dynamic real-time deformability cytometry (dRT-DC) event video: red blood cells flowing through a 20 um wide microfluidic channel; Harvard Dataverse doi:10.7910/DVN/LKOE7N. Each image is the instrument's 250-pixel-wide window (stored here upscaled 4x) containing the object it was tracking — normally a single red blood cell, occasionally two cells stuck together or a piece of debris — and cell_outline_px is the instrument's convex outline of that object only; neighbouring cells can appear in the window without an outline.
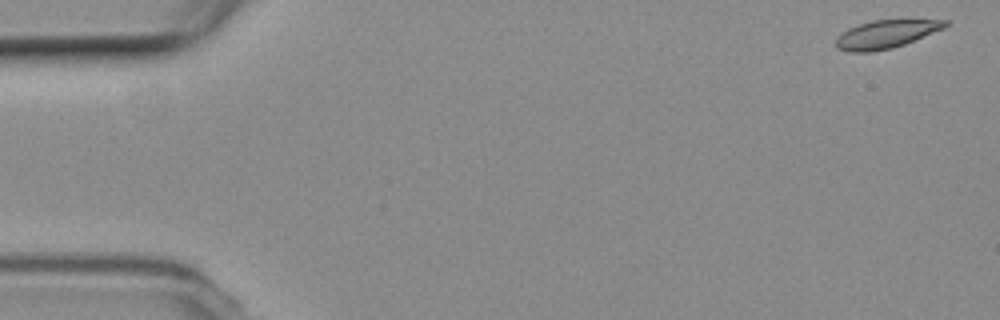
{"species": "common noctule bat (a hibernating species)", "species_latin": "Nyctalus noctula", "temperature_condition": "room temperature", "stored_images_in_passage": 14, "camera_frame_rate_fps": 3000, "um_per_image_px": 0.085, "animal": {"sex": "female", "body_mass_g": 19.3, "forearm_length_mm": 54.1}, "frame": {"image": 1, "passage_image": 1, "time_ms": 0.0, "image_size_px": [1000, 320], "cell_outline_px": [[948, 24], [944, 28], [904, 44], [892, 48], [868, 52], [848, 52], [840, 48], [836, 44], [836, 40], [848, 28], [872, 20], [948, 20]], "centroid_in_image_um": [75.32, 2.9], "position_along_channel_um": 9.7, "area_um2": 17.46}}
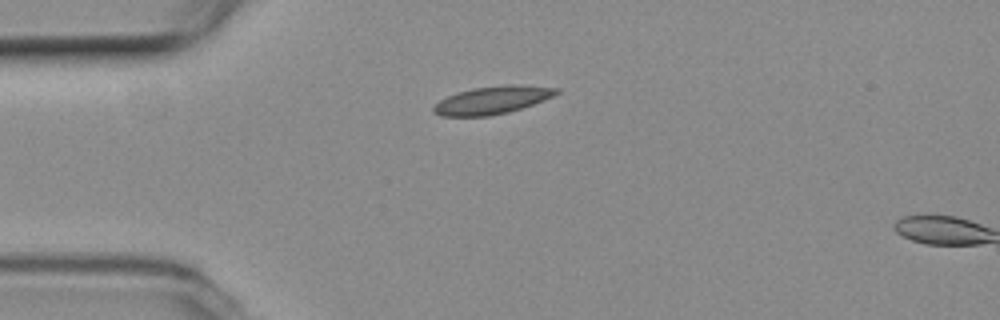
{"frame": {"image": 2, "passage_image": 13, "time_ms": 4.0, "image_size_px": [1000, 320], "cell_outline_px": [[560, 92], [544, 100], [508, 112], [488, 116], [444, 116], [432, 112], [432, 108], [440, 100], [448, 96], [472, 88], [504, 84], [524, 84], [560, 88]], "centroid_in_image_um": [41.88, 8.49], "position_along_channel_um": 43.1, "area_um2": 19.88}}